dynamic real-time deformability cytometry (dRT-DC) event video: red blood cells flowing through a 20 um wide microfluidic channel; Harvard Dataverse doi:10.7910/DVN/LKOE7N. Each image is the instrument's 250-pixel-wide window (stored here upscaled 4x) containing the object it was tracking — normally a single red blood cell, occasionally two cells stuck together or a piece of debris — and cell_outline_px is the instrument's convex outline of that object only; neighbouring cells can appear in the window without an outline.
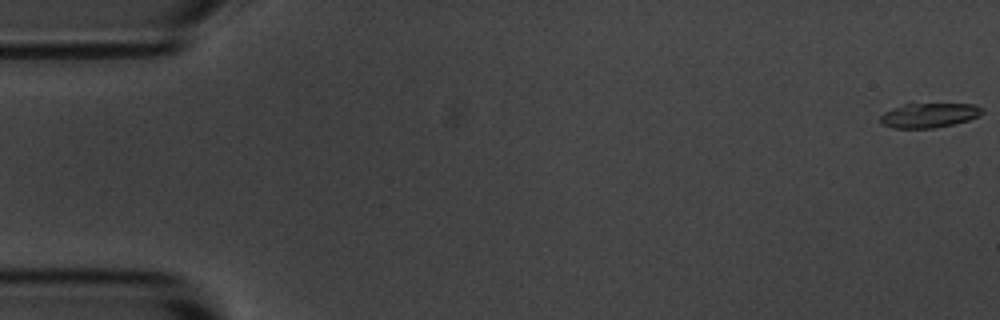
{"species": "common noctule bat (a hibernating species)", "species_latin": "Nyctalus noctula", "temperature_condition": "room temperature", "stored_images_in_passage": 5, "camera_frame_rate_fps": 3000, "um_per_image_px": 0.085, "animal": {"sex": "male", "body_mass_g": 20.1, "forearm_length_mm": 53.5}, "frame": {"image": 1, "passage_image": 1, "time_ms": 0.0, "image_size_px": [1000, 320], "cell_outline_px": [[984, 112], [980, 116], [968, 120], [952, 124], [932, 128], [892, 128], [884, 124], [880, 120], [880, 116], [884, 112], [892, 108], [904, 104], [976, 104], [984, 108]], "centroid_in_image_um": [79.01, 9.79], "position_along_channel_um": 6.0, "area_um2": 14.57}}
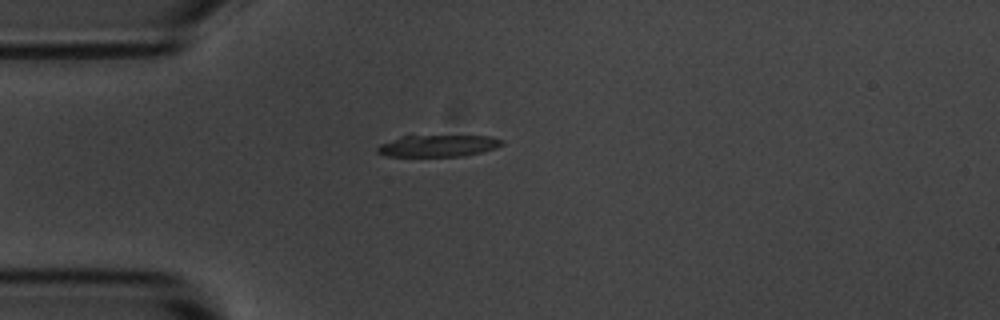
{"frame": {"image": 2, "passage_image": 5, "time_ms": 4.667, "image_size_px": [1000, 320], "cell_outline_px": [[504, 144], [496, 148], [484, 152], [464, 156], [384, 156], [376, 152], [376, 148], [380, 144], [400, 136], [488, 136], [504, 140]], "centroid_in_image_um": [37.24, 12.4], "position_along_channel_um": 47.8, "area_um2": 15.9}}